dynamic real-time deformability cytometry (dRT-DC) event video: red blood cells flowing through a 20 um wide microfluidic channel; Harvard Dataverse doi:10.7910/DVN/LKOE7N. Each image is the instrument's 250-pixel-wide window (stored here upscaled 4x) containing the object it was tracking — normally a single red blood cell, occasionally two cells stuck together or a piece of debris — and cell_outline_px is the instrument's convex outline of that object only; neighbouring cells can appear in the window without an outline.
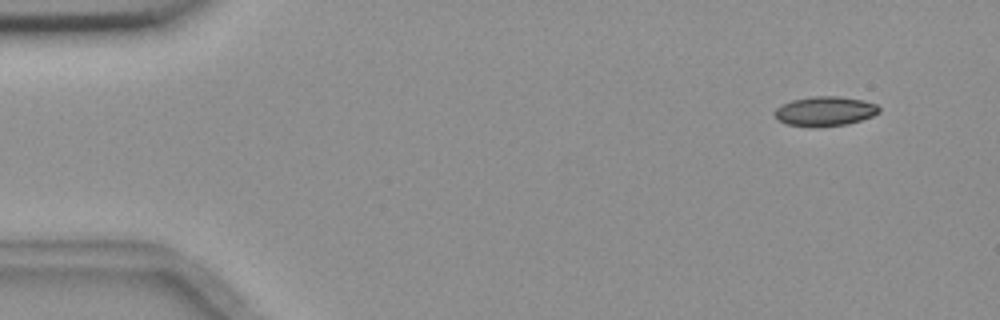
{"species": "common noctule bat (a hibernating species)", "species_latin": "Nyctalus noctula", "temperature_condition": "room temperature", "stored_images_in_passage": 5, "camera_frame_rate_fps": 3000, "um_per_image_px": 0.085, "animal": {"sex": "female", "body_mass_g": 18.4}, "frame": {"image": 1, "passage_image": 1, "time_ms": 0.0, "image_size_px": [1000, 320], "cell_outline_px": [[880, 112], [872, 116], [848, 124], [788, 124], [776, 120], [772, 112], [780, 104], [792, 100], [812, 96], [836, 96], [864, 100], [876, 104], [880, 108]], "centroid_in_image_um": [70.11, 9.4], "position_along_channel_um": 14.9, "area_um2": 17.46}}
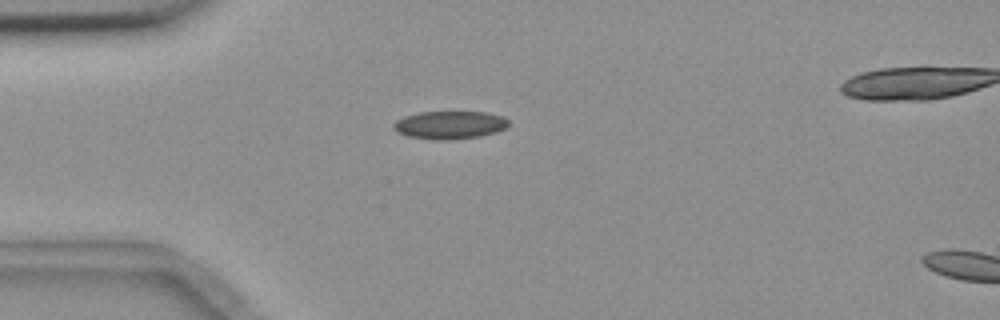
{"frame": {"image": 2, "passage_image": 4, "time_ms": 3.333, "image_size_px": [1000, 320], "cell_outline_px": [[508, 128], [496, 132], [480, 136], [452, 140], [432, 140], [408, 136], [396, 132], [392, 128], [392, 124], [396, 120], [404, 116], [420, 112], [484, 112], [504, 116], [508, 120]], "centroid_in_image_um": [38.22, 10.63], "position_along_channel_um": 46.8, "area_um2": 19.02}}